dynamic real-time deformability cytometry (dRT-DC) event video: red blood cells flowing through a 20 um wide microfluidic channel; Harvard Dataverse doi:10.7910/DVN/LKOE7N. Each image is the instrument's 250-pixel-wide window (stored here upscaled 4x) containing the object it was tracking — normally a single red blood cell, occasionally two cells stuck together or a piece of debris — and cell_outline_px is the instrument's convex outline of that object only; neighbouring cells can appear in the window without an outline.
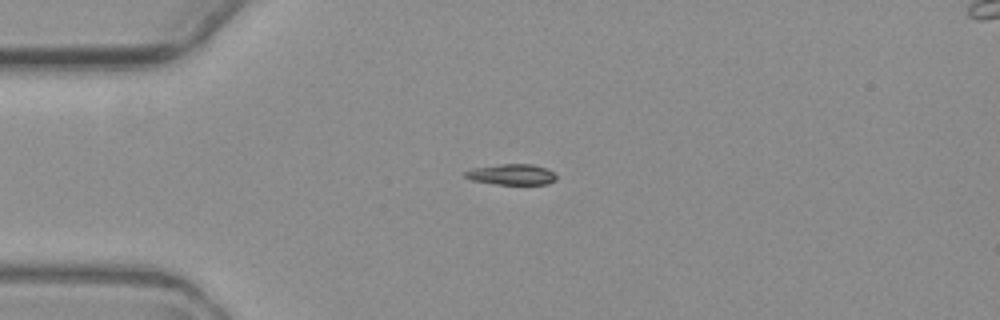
{"species": "common noctule bat (a hibernating species)", "species_latin": "Nyctalus noctula", "temperature_condition": "warm", "stored_images_in_passage": 5, "segment_of_instrument_passage": [1, 2], "camera_frame_rate_fps": 3000, "um_per_image_px": 0.085, "animal": {"sex": "female", "body_mass_g": 19.3, "forearm_length_mm": 54.1}, "frame": {"image": 1, "passage_image": 3, "time_ms": 2.333, "image_size_px": [1000, 320], "cell_outline_px": [[556, 180], [548, 184], [496, 184], [472, 180], [464, 176], [464, 172], [472, 168], [500, 164], [532, 164], [548, 168], [556, 176]], "centroid_in_image_um": [43.5, 14.82], "position_along_channel_um": 41.5, "area_um2": 11.04}}